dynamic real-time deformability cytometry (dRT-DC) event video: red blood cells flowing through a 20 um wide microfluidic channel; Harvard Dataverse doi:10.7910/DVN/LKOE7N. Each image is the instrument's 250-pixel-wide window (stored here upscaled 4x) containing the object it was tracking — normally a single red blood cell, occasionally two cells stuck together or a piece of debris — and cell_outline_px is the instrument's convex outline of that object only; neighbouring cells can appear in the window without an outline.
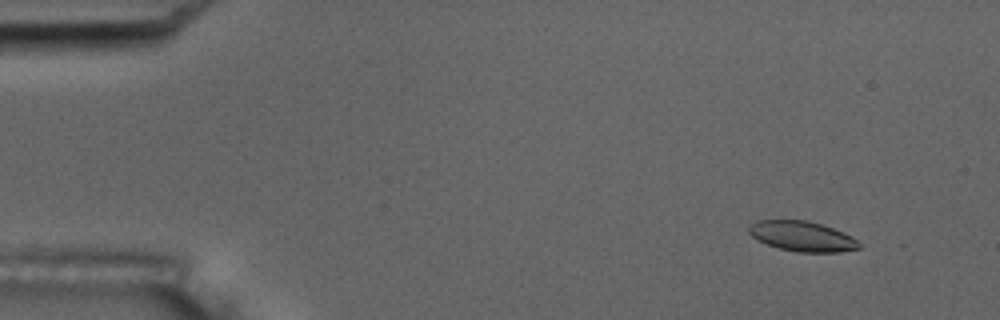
{"species": "common noctule bat (a hibernating species)", "species_latin": "Nyctalus noctula", "temperature_condition": "room temperature", "stored_images_in_passage": 6, "camera_frame_rate_fps": 3000, "um_per_image_px": 0.085, "animal": {"sex": "male", "body_mass_g": 17.5, "forearm_length_mm": 52.3}, "frame": {"image": 1, "passage_image": 1, "time_ms": 0.0, "image_size_px": [1000, 320], "cell_outline_px": [[860, 248], [840, 252], [796, 252], [780, 248], [756, 240], [748, 232], [748, 228], [756, 220], [804, 220], [820, 224], [844, 232], [852, 236], [860, 244]], "centroid_in_image_um": [68.18, 20.08], "position_along_channel_um": 16.8, "area_um2": 19.25}}